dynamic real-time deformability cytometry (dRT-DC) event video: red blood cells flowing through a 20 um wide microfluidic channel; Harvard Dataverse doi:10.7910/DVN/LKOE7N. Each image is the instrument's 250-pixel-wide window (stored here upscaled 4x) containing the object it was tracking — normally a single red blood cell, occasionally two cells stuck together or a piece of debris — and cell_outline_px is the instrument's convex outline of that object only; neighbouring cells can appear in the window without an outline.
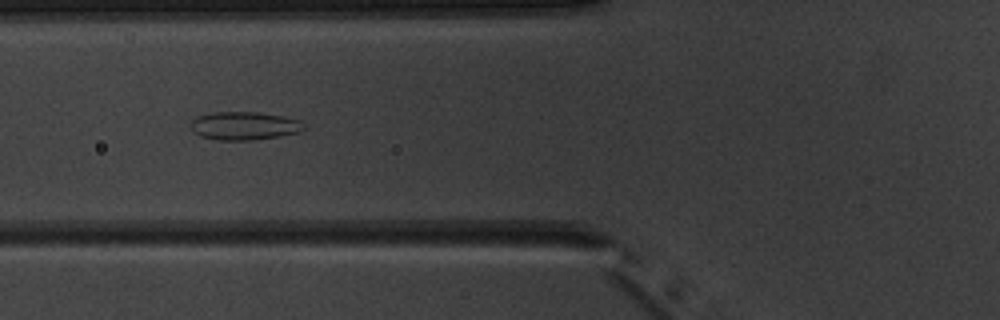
{"species": "common noctule bat (a hibernating species)", "species_latin": "Nyctalus noctula", "temperature_condition": "warm", "stored_images_in_passage": 8, "camera_frame_rate_fps": 3000, "um_per_image_px": 0.085, "animal": {"sex": "male", "body_mass_g": 20.1, "forearm_length_mm": 53.5}, "frame": {"image": 1, "passage_image": 5, "time_ms": 5.667, "image_size_px": [1000, 320], "cell_outline_px": [[304, 128], [300, 132], [280, 136], [256, 140], [220, 140], [200, 136], [192, 132], [192, 120], [196, 116], [212, 112], [260, 112], [284, 116], [300, 120]], "centroid_in_image_um": [20.76, 10.69], "position_along_channel_um": 105.0, "area_um2": 18.73}}
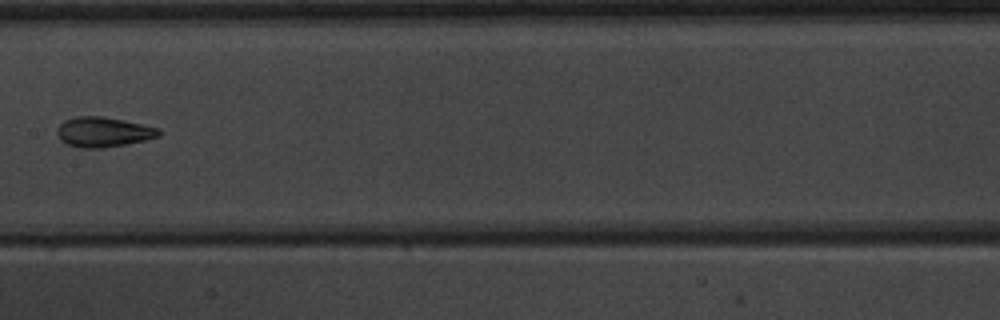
{"frame": {"image": 2, "passage_image": 7, "time_ms": 8.0, "image_size_px": [1000, 320], "cell_outline_px": [[160, 136], [144, 140], [124, 144], [100, 148], [80, 148], [68, 144], [60, 140], [56, 132], [60, 124], [64, 120], [76, 116], [100, 116], [124, 120], [144, 124], [160, 128]], "centroid_in_image_um": [8.78, 11.21], "position_along_channel_um": 198.6, "area_um2": 17.74}}
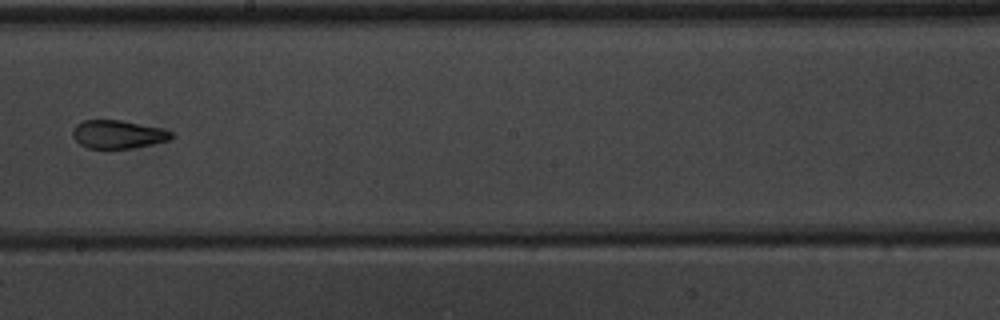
{"frame": {"image": 3, "passage_image": 8, "time_ms": 9.0, "image_size_px": [1000, 320], "cell_outline_px": [[176, 136], [172, 140], [132, 148], [88, 148], [80, 144], [72, 136], [72, 128], [76, 124], [84, 120], [120, 120], [164, 128], [172, 132]], "centroid_in_image_um": [10.07, 11.41], "position_along_channel_um": 238.1, "area_um2": 16.47}}